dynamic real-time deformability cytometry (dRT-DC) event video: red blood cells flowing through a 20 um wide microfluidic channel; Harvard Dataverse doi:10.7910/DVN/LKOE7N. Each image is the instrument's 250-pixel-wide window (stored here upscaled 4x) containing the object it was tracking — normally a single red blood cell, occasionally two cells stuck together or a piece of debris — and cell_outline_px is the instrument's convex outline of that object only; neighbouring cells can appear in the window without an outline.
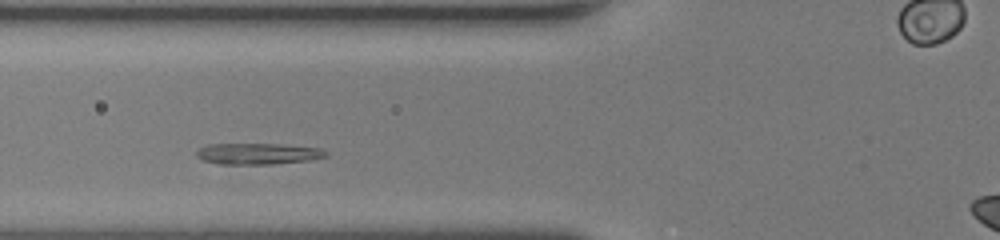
{"species": "human", "species_latin": "Homo sapiens", "temperature_condition": "room temperature", "stored_images_in_passage": 27, "camera_frame_rate_fps": 3000, "um_per_image_px": 0.085, "donor": {"sex": "female"}, "frame": {"image": 1, "passage_image": 6, "time_ms": 1.667, "image_size_px": [1000, 240], "cell_outline_px": [[328, 156], [308, 160], [272, 164], [220, 164], [204, 160], [196, 156], [196, 152], [200, 148], [208, 144], [276, 144], [320, 148], [328, 152]], "centroid_in_image_um": [21.92, 13.06], "position_along_channel_um": 103.9, "area_um2": 15.84}}
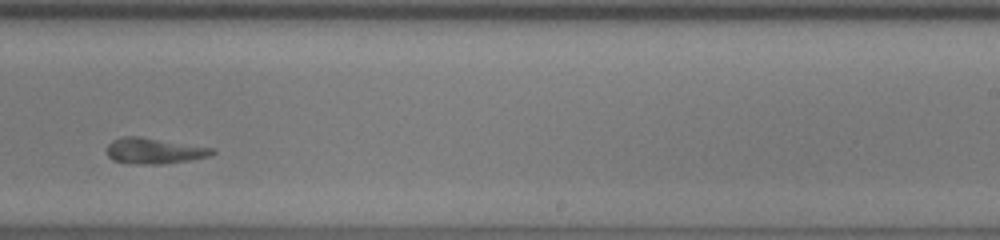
{"frame": {"image": 2, "passage_image": 18, "time_ms": 5.667, "image_size_px": [1000, 240], "cell_outline_px": [[216, 152], [208, 156], [192, 160], [164, 164], [128, 164], [112, 160], [108, 156], [108, 144], [112, 140], [124, 136], [140, 136], [216, 148]], "centroid_in_image_um": [13.12, 12.83], "position_along_channel_um": 275.9, "area_um2": 16.13}}
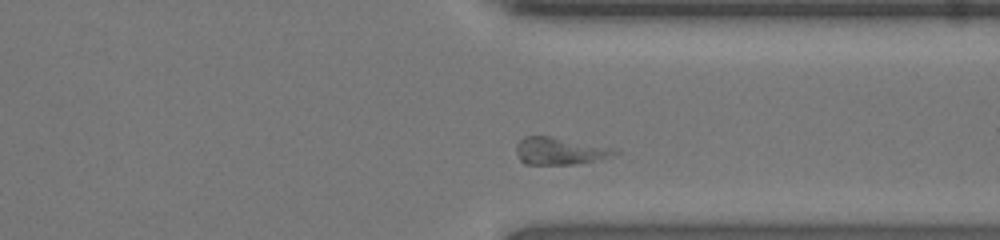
{"frame": {"image": 3, "passage_image": 24, "time_ms": 7.667, "image_size_px": [1000, 240], "cell_outline_px": [[620, 152], [596, 160], [576, 164], [524, 164], [520, 160], [516, 152], [516, 144], [524, 136], [552, 136], [620, 148]], "centroid_in_image_um": [47.61, 12.81], "position_along_channel_um": 363.8, "area_um2": 15.9}}